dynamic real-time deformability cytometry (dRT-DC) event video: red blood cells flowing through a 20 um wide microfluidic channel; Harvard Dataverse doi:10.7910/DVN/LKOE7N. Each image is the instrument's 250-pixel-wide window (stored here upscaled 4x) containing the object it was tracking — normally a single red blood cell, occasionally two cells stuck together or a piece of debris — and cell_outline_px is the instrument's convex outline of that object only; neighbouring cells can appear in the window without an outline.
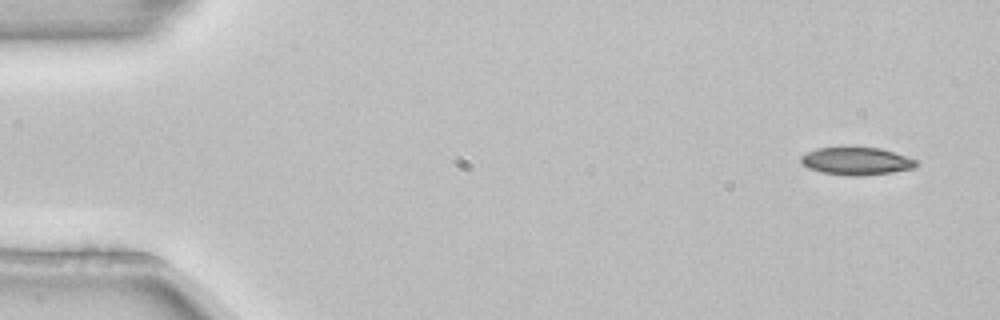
{"species": "common noctule bat (a hibernating species)", "species_latin": "Nyctalus noctula", "temperature_condition": "room temperature", "stored_images_in_passage": 5, "camera_frame_rate_fps": 3000, "um_per_image_px": 0.085, "animal": {"sex": "female", "body_mass_g": 22.7, "forearm_length_mm": 54.2}, "frame": {"image": 1, "passage_image": 1, "time_ms": 0.0, "image_size_px": [1000, 320], "cell_outline_px": [[920, 164], [916, 168], [892, 172], [856, 176], [848, 176], [820, 172], [808, 168], [800, 160], [800, 156], [816, 148], [880, 148], [916, 160]], "centroid_in_image_um": [72.8, 13.71], "position_along_channel_um": 12.2, "area_um2": 18.38}}
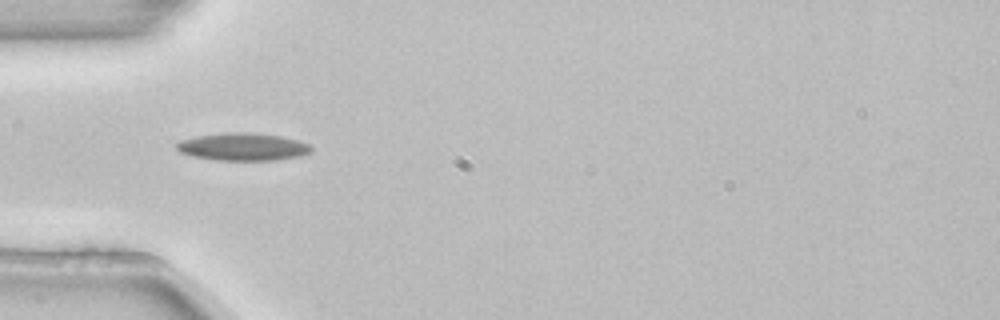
{"frame": {"image": 2, "passage_image": 4, "time_ms": 1.0, "image_size_px": [1000, 320], "cell_outline_px": [[312, 152], [300, 156], [276, 160], [216, 160], [192, 156], [180, 152], [176, 148], [176, 144], [180, 140], [196, 136], [224, 132], [252, 132], [280, 136], [300, 140], [308, 144], [312, 148]], "centroid_in_image_um": [20.65, 12.47], "position_along_channel_um": 64.4, "area_um2": 21.85}}